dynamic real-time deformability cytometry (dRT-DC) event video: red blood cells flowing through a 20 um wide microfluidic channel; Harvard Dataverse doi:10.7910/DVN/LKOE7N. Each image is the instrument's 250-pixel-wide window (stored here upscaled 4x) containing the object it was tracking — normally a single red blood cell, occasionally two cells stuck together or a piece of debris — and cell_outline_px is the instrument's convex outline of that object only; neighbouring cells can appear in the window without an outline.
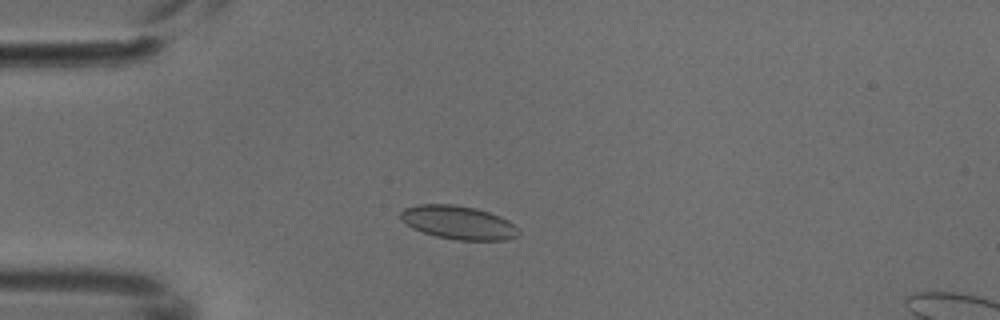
{"species": "common noctule bat (a hibernating species)", "species_latin": "Nyctalus noctula", "temperature_condition": "cold", "stored_images_in_passage": 3, "camera_frame_rate_fps": 3000, "um_per_image_px": 0.085, "animal": {"sex": "male", "body_mass_g": 18.8}, "frame": {"image": 1, "passage_image": 3, "time_ms": 0.667, "image_size_px": [1000, 320], "cell_outline_px": [[520, 232], [516, 236], [504, 240], [456, 240], [436, 236], [412, 228], [400, 220], [400, 212], [404, 208], [416, 204], [452, 204], [476, 208], [500, 216], [508, 220]], "centroid_in_image_um": [38.91, 18.9], "position_along_channel_um": 46.1, "area_um2": 23.0}}